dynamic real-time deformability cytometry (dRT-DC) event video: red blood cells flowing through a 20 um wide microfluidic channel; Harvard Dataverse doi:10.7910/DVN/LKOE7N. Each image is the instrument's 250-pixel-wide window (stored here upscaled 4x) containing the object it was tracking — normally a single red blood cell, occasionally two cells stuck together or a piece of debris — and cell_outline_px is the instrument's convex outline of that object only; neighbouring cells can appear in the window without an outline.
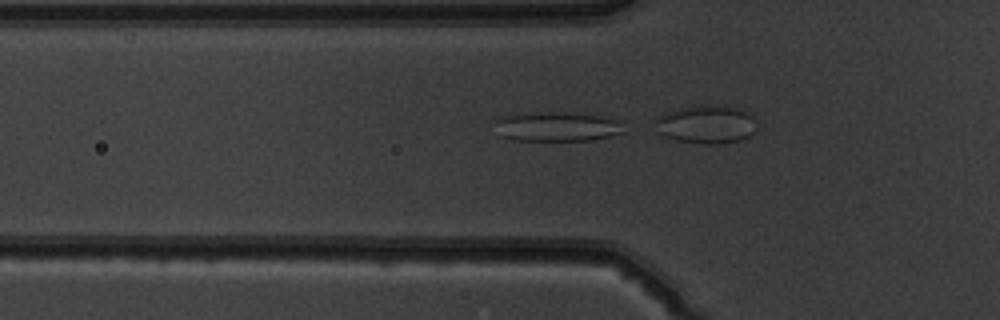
{"species": "common noctule bat (a hibernating species)", "species_latin": "Nyctalus noctula", "temperature_condition": "warm", "stored_images_in_passage": 7, "camera_frame_rate_fps": 3000, "um_per_image_px": 0.085, "animal": {"sex": "male", "body_mass_g": 19.5, "forearm_length_mm": 54.6}, "frame": {"image": 1, "passage_image": 3, "time_ms": 0.667, "image_size_px": [1000, 320], "cell_outline_px": [[624, 132], [592, 140], [512, 140], [500, 136], [492, 120], [504, 116], [600, 116], [620, 120]], "centroid_in_image_um": [47.34, 10.85], "position_along_channel_um": 78.5, "area_um2": 20.35}}